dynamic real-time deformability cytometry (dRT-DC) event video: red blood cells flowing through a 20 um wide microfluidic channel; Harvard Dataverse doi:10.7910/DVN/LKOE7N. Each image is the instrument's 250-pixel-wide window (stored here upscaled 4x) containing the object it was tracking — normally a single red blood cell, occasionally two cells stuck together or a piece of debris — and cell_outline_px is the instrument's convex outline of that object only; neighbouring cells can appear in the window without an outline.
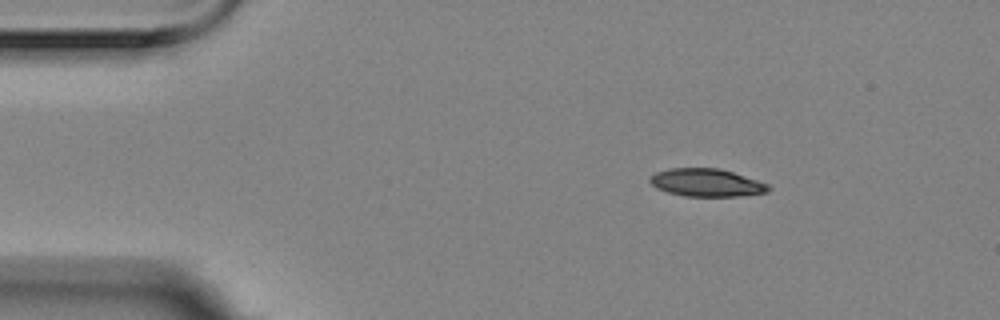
{"species": "Egyptian fruit bat (a non-hibernating species)", "species_latin": "Rousettus aegyptiacus", "temperature_condition": "room temperature", "stored_images_in_passage": 4, "segment_of_instrument_passage": [1, 2], "camera_frame_rate_fps": 3000, "um_per_image_px": 0.085, "animal": {"sex": "female"}, "frame": {"image": 1, "passage_image": 1, "time_ms": 0.0, "image_size_px": [1000, 320], "cell_outline_px": [[772, 188], [768, 192], [736, 196], [684, 196], [668, 192], [656, 188], [648, 180], [656, 172], [668, 168], [720, 168], [768, 184]], "centroid_in_image_um": [60.04, 15.52], "position_along_channel_um": 25.0, "area_um2": 19.07}}